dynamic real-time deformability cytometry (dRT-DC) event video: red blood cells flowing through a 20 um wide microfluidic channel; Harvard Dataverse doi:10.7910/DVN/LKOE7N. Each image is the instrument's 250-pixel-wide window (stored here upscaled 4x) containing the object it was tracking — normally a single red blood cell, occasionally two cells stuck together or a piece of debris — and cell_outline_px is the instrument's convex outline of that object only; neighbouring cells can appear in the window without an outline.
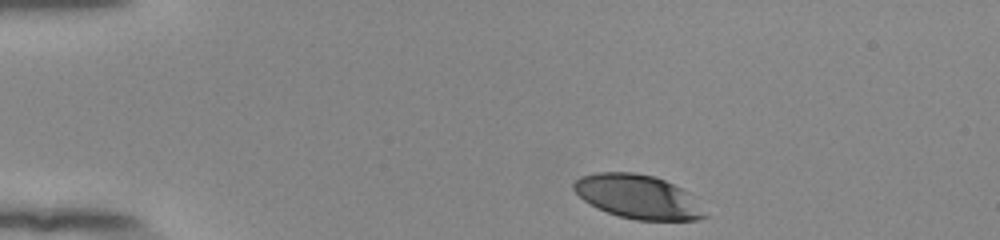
{"species": "human", "species_latin": "Homo sapiens", "temperature_condition": "room temperature", "stored_images_in_passage": 37, "camera_frame_rate_fps": 3000, "um_per_image_px": 0.085, "donor": {"sex": "female"}, "frame": {"image": 1, "passage_image": 1, "time_ms": 0.0, "image_size_px": [1000, 240], "cell_outline_px": [[708, 216], [696, 220], [636, 220], [620, 216], [596, 208], [584, 200], [572, 188], [572, 184], [580, 176], [596, 172], [636, 172], [652, 176], [664, 180], [688, 192]], "centroid_in_image_um": [54.19, 16.71], "position_along_channel_um": 30.8, "area_um2": 33.23}}
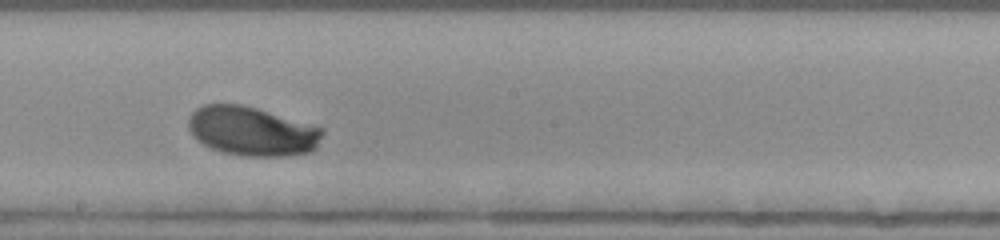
{"frame": {"image": 2, "passage_image": 22, "time_ms": 7.0, "image_size_px": [1000, 240], "cell_outline_px": [[324, 132], [316, 148], [312, 152], [284, 156], [244, 156], [224, 152], [212, 148], [204, 144], [188, 128], [188, 120], [192, 112], [196, 108], [204, 104], [240, 104], [256, 108], [324, 128]], "centroid_in_image_um": [21.45, 11.15], "position_along_channel_um": 226.8, "area_um2": 38.15}}
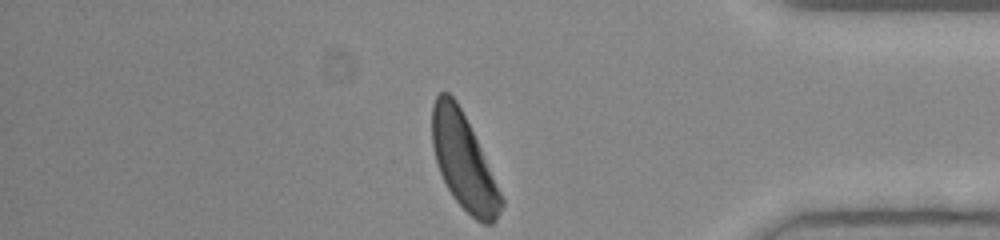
{"frame": {"image": 3, "passage_image": 37, "time_ms": 12.0, "image_size_px": [1000, 240], "cell_outline_px": [[504, 204], [496, 220], [492, 224], [484, 224], [476, 220], [452, 196], [440, 172], [436, 160], [432, 144], [432, 104], [436, 96], [440, 92], [448, 92], [456, 100], [480, 148], [504, 200]], "centroid_in_image_um": [39.4, 13.74], "position_along_channel_um": 395.8, "area_um2": 37.51}, "authors_computed_cell_mechanics": {"area_um2": 37.4544, "velocity_mm_per_s": 3.8353, "shape_relaxation_time_tau1_ms": 2.5409, "shape_relaxation_time_tau2_ms": null, "deformation_change_tau1": 0.1557, "deformation_change_tau2": null}}